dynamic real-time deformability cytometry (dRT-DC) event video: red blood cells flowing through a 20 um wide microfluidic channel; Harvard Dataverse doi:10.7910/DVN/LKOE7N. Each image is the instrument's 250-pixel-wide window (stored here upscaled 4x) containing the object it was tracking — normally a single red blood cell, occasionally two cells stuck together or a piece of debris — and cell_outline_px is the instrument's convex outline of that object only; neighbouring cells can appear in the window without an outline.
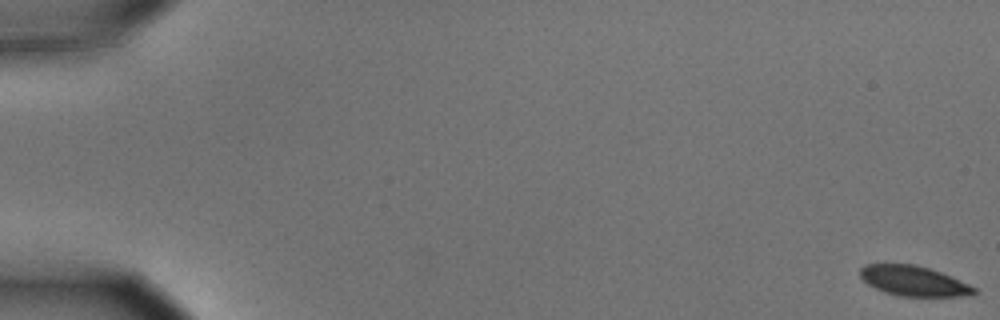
{"species": "common noctule bat (a hibernating species)", "species_latin": "Nyctalus noctula", "temperature_condition": "cold", "stored_images_in_passage": 57, "camera_frame_rate_fps": 3000, "um_per_image_px": 0.085, "animal": {"sex": "male", "body_mass_g": 15.6}, "frame": {"image": 1, "passage_image": 1, "time_ms": 0.0, "image_size_px": [1000, 320], "cell_outline_px": [[976, 292], [972, 296], [900, 296], [884, 292], [868, 284], [860, 276], [860, 268], [864, 264], [916, 264], [940, 272], [968, 284], [976, 288]], "centroid_in_image_um": [77.65, 23.88], "position_along_channel_um": 7.4, "area_um2": 19.83}}
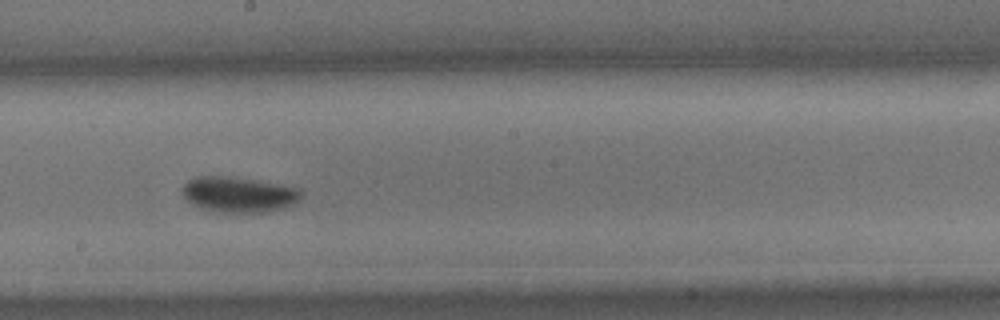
{"frame": {"image": 2, "passage_image": 33, "time_ms": 10.667, "image_size_px": [1000, 320], "cell_outline_px": [[304, 192], [292, 204], [284, 208], [264, 212], [216, 212], [192, 204], [180, 192], [180, 188], [188, 180], [196, 176], [228, 176], [300, 188]], "centroid_in_image_um": [20.24, 16.53], "position_along_channel_um": 228.0, "area_um2": 24.39}}
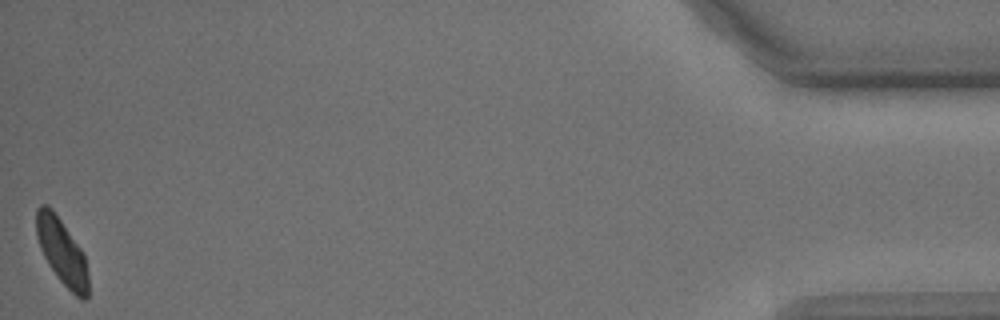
{"frame": {"image": 3, "passage_image": 57, "time_ms": 18.667, "image_size_px": [1000, 320], "cell_outline_px": [[88, 300], [80, 300], [60, 280], [48, 264], [40, 248], [36, 236], [36, 208], [40, 204], [44, 204], [52, 208], [84, 252], [88, 276]], "centroid_in_image_um": [5.26, 21.39], "position_along_channel_um": 429.9, "area_um2": 20.06}, "authors_computed_cell_mechanics": {"area_um2": 22.253, "velocity_mm_per_s": 3.5947, "shape_relaxation_time_tau1_ms": 1.8503, "shape_relaxation_time_tau2_ms": null, "deformation_change_tau1": 0.0929, "deformation_change_tau2": null}}